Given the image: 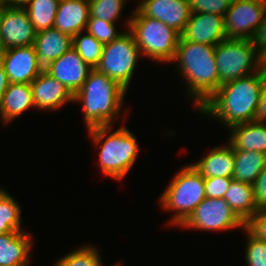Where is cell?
<instances>
[{
	"instance_id": "44dd1931",
	"label": "cell",
	"mask_w": 266,
	"mask_h": 266,
	"mask_svg": "<svg viewBox=\"0 0 266 266\" xmlns=\"http://www.w3.org/2000/svg\"><path fill=\"white\" fill-rule=\"evenodd\" d=\"M35 109L30 84L9 83L0 101V119L3 125L13 122L26 110ZM13 120V121H12Z\"/></svg>"
},
{
	"instance_id": "484cf974",
	"label": "cell",
	"mask_w": 266,
	"mask_h": 266,
	"mask_svg": "<svg viewBox=\"0 0 266 266\" xmlns=\"http://www.w3.org/2000/svg\"><path fill=\"white\" fill-rule=\"evenodd\" d=\"M21 205L0 187V234L13 231H24L21 227Z\"/></svg>"
},
{
	"instance_id": "d6986e66",
	"label": "cell",
	"mask_w": 266,
	"mask_h": 266,
	"mask_svg": "<svg viewBox=\"0 0 266 266\" xmlns=\"http://www.w3.org/2000/svg\"><path fill=\"white\" fill-rule=\"evenodd\" d=\"M89 16V0H60L53 27L74 37L86 30Z\"/></svg>"
},
{
	"instance_id": "277c9868",
	"label": "cell",
	"mask_w": 266,
	"mask_h": 266,
	"mask_svg": "<svg viewBox=\"0 0 266 266\" xmlns=\"http://www.w3.org/2000/svg\"><path fill=\"white\" fill-rule=\"evenodd\" d=\"M115 125L93 127L88 135L94 147H98V162L102 175L120 181L130 173L139 153V142L125 124L111 132Z\"/></svg>"
},
{
	"instance_id": "ab89813d",
	"label": "cell",
	"mask_w": 266,
	"mask_h": 266,
	"mask_svg": "<svg viewBox=\"0 0 266 266\" xmlns=\"http://www.w3.org/2000/svg\"><path fill=\"white\" fill-rule=\"evenodd\" d=\"M261 1L264 9V16H266V0H261Z\"/></svg>"
},
{
	"instance_id": "8992f818",
	"label": "cell",
	"mask_w": 266,
	"mask_h": 266,
	"mask_svg": "<svg viewBox=\"0 0 266 266\" xmlns=\"http://www.w3.org/2000/svg\"><path fill=\"white\" fill-rule=\"evenodd\" d=\"M206 198L204 177L187 164L179 170L159 197L160 207L173 212L169 226H180Z\"/></svg>"
},
{
	"instance_id": "3957f363",
	"label": "cell",
	"mask_w": 266,
	"mask_h": 266,
	"mask_svg": "<svg viewBox=\"0 0 266 266\" xmlns=\"http://www.w3.org/2000/svg\"><path fill=\"white\" fill-rule=\"evenodd\" d=\"M125 94L117 81L93 69L74 95V102L82 105L86 130L116 124L124 112Z\"/></svg>"
},
{
	"instance_id": "e575fe53",
	"label": "cell",
	"mask_w": 266,
	"mask_h": 266,
	"mask_svg": "<svg viewBox=\"0 0 266 266\" xmlns=\"http://www.w3.org/2000/svg\"><path fill=\"white\" fill-rule=\"evenodd\" d=\"M252 186L257 208H266V167L258 175Z\"/></svg>"
},
{
	"instance_id": "6da1fadb",
	"label": "cell",
	"mask_w": 266,
	"mask_h": 266,
	"mask_svg": "<svg viewBox=\"0 0 266 266\" xmlns=\"http://www.w3.org/2000/svg\"><path fill=\"white\" fill-rule=\"evenodd\" d=\"M262 90V70L226 83L197 111L226 129L254 121Z\"/></svg>"
},
{
	"instance_id": "4316f807",
	"label": "cell",
	"mask_w": 266,
	"mask_h": 266,
	"mask_svg": "<svg viewBox=\"0 0 266 266\" xmlns=\"http://www.w3.org/2000/svg\"><path fill=\"white\" fill-rule=\"evenodd\" d=\"M72 47L91 68L98 66L104 45L86 30L72 37Z\"/></svg>"
},
{
	"instance_id": "d6a6232c",
	"label": "cell",
	"mask_w": 266,
	"mask_h": 266,
	"mask_svg": "<svg viewBox=\"0 0 266 266\" xmlns=\"http://www.w3.org/2000/svg\"><path fill=\"white\" fill-rule=\"evenodd\" d=\"M231 180L227 177L204 178L206 198L224 199Z\"/></svg>"
},
{
	"instance_id": "1f68e13d",
	"label": "cell",
	"mask_w": 266,
	"mask_h": 266,
	"mask_svg": "<svg viewBox=\"0 0 266 266\" xmlns=\"http://www.w3.org/2000/svg\"><path fill=\"white\" fill-rule=\"evenodd\" d=\"M232 0H189L191 13H211L225 16Z\"/></svg>"
},
{
	"instance_id": "d4e9b609",
	"label": "cell",
	"mask_w": 266,
	"mask_h": 266,
	"mask_svg": "<svg viewBox=\"0 0 266 266\" xmlns=\"http://www.w3.org/2000/svg\"><path fill=\"white\" fill-rule=\"evenodd\" d=\"M59 1L27 0L22 4L36 32L53 28Z\"/></svg>"
},
{
	"instance_id": "8d00e7d4",
	"label": "cell",
	"mask_w": 266,
	"mask_h": 266,
	"mask_svg": "<svg viewBox=\"0 0 266 266\" xmlns=\"http://www.w3.org/2000/svg\"><path fill=\"white\" fill-rule=\"evenodd\" d=\"M256 122H266V69H262V90L257 111L254 117Z\"/></svg>"
},
{
	"instance_id": "9c48e42d",
	"label": "cell",
	"mask_w": 266,
	"mask_h": 266,
	"mask_svg": "<svg viewBox=\"0 0 266 266\" xmlns=\"http://www.w3.org/2000/svg\"><path fill=\"white\" fill-rule=\"evenodd\" d=\"M180 227L221 232L236 228L243 230L245 223L223 198H205Z\"/></svg>"
},
{
	"instance_id": "d590c367",
	"label": "cell",
	"mask_w": 266,
	"mask_h": 266,
	"mask_svg": "<svg viewBox=\"0 0 266 266\" xmlns=\"http://www.w3.org/2000/svg\"><path fill=\"white\" fill-rule=\"evenodd\" d=\"M252 41L259 55L264 59L266 57V16L258 25Z\"/></svg>"
},
{
	"instance_id": "8fae6325",
	"label": "cell",
	"mask_w": 266,
	"mask_h": 266,
	"mask_svg": "<svg viewBox=\"0 0 266 266\" xmlns=\"http://www.w3.org/2000/svg\"><path fill=\"white\" fill-rule=\"evenodd\" d=\"M263 19L261 0H232L224 16L227 38L252 40Z\"/></svg>"
},
{
	"instance_id": "7c38bea8",
	"label": "cell",
	"mask_w": 266,
	"mask_h": 266,
	"mask_svg": "<svg viewBox=\"0 0 266 266\" xmlns=\"http://www.w3.org/2000/svg\"><path fill=\"white\" fill-rule=\"evenodd\" d=\"M0 59L9 83L30 84L42 72L33 45L1 50Z\"/></svg>"
},
{
	"instance_id": "83f0119b",
	"label": "cell",
	"mask_w": 266,
	"mask_h": 266,
	"mask_svg": "<svg viewBox=\"0 0 266 266\" xmlns=\"http://www.w3.org/2000/svg\"><path fill=\"white\" fill-rule=\"evenodd\" d=\"M54 262V266H104L97 246L84 244Z\"/></svg>"
},
{
	"instance_id": "5b68a950",
	"label": "cell",
	"mask_w": 266,
	"mask_h": 266,
	"mask_svg": "<svg viewBox=\"0 0 266 266\" xmlns=\"http://www.w3.org/2000/svg\"><path fill=\"white\" fill-rule=\"evenodd\" d=\"M125 20L141 55L158 63H172L181 34L160 20L144 16L136 7Z\"/></svg>"
},
{
	"instance_id": "f1b7e54d",
	"label": "cell",
	"mask_w": 266,
	"mask_h": 266,
	"mask_svg": "<svg viewBox=\"0 0 266 266\" xmlns=\"http://www.w3.org/2000/svg\"><path fill=\"white\" fill-rule=\"evenodd\" d=\"M128 0H89V18H98L111 23L118 22Z\"/></svg>"
},
{
	"instance_id": "30bf717a",
	"label": "cell",
	"mask_w": 266,
	"mask_h": 266,
	"mask_svg": "<svg viewBox=\"0 0 266 266\" xmlns=\"http://www.w3.org/2000/svg\"><path fill=\"white\" fill-rule=\"evenodd\" d=\"M36 31L22 5L9 3L0 7V49L34 44Z\"/></svg>"
},
{
	"instance_id": "836d02e7",
	"label": "cell",
	"mask_w": 266,
	"mask_h": 266,
	"mask_svg": "<svg viewBox=\"0 0 266 266\" xmlns=\"http://www.w3.org/2000/svg\"><path fill=\"white\" fill-rule=\"evenodd\" d=\"M245 229L255 238L266 242V208H261L246 223Z\"/></svg>"
},
{
	"instance_id": "9a60e30c",
	"label": "cell",
	"mask_w": 266,
	"mask_h": 266,
	"mask_svg": "<svg viewBox=\"0 0 266 266\" xmlns=\"http://www.w3.org/2000/svg\"><path fill=\"white\" fill-rule=\"evenodd\" d=\"M93 70L71 47L46 69V72L65 85L75 95Z\"/></svg>"
},
{
	"instance_id": "7bdbcfd3",
	"label": "cell",
	"mask_w": 266,
	"mask_h": 266,
	"mask_svg": "<svg viewBox=\"0 0 266 266\" xmlns=\"http://www.w3.org/2000/svg\"><path fill=\"white\" fill-rule=\"evenodd\" d=\"M112 266H122V265H120V263L118 262V264L116 263V264H114Z\"/></svg>"
},
{
	"instance_id": "b9f144b4",
	"label": "cell",
	"mask_w": 266,
	"mask_h": 266,
	"mask_svg": "<svg viewBox=\"0 0 266 266\" xmlns=\"http://www.w3.org/2000/svg\"><path fill=\"white\" fill-rule=\"evenodd\" d=\"M264 68L266 69V57L264 58Z\"/></svg>"
},
{
	"instance_id": "e0dca14e",
	"label": "cell",
	"mask_w": 266,
	"mask_h": 266,
	"mask_svg": "<svg viewBox=\"0 0 266 266\" xmlns=\"http://www.w3.org/2000/svg\"><path fill=\"white\" fill-rule=\"evenodd\" d=\"M32 236L27 231L0 234V266H30Z\"/></svg>"
},
{
	"instance_id": "74e56055",
	"label": "cell",
	"mask_w": 266,
	"mask_h": 266,
	"mask_svg": "<svg viewBox=\"0 0 266 266\" xmlns=\"http://www.w3.org/2000/svg\"><path fill=\"white\" fill-rule=\"evenodd\" d=\"M9 85V81L7 78V74L5 72L2 60L0 59V101L5 93L7 87Z\"/></svg>"
},
{
	"instance_id": "52a82bcc",
	"label": "cell",
	"mask_w": 266,
	"mask_h": 266,
	"mask_svg": "<svg viewBox=\"0 0 266 266\" xmlns=\"http://www.w3.org/2000/svg\"><path fill=\"white\" fill-rule=\"evenodd\" d=\"M215 61L219 74V87L241 77L259 72L264 59L252 40L225 39L215 46Z\"/></svg>"
},
{
	"instance_id": "4fadbf2b",
	"label": "cell",
	"mask_w": 266,
	"mask_h": 266,
	"mask_svg": "<svg viewBox=\"0 0 266 266\" xmlns=\"http://www.w3.org/2000/svg\"><path fill=\"white\" fill-rule=\"evenodd\" d=\"M136 4L144 16L160 20L180 34L191 16L189 0H140Z\"/></svg>"
},
{
	"instance_id": "f35d334b",
	"label": "cell",
	"mask_w": 266,
	"mask_h": 266,
	"mask_svg": "<svg viewBox=\"0 0 266 266\" xmlns=\"http://www.w3.org/2000/svg\"><path fill=\"white\" fill-rule=\"evenodd\" d=\"M25 1L27 0H7V3H13V4H17V5H22Z\"/></svg>"
},
{
	"instance_id": "7402d4cb",
	"label": "cell",
	"mask_w": 266,
	"mask_h": 266,
	"mask_svg": "<svg viewBox=\"0 0 266 266\" xmlns=\"http://www.w3.org/2000/svg\"><path fill=\"white\" fill-rule=\"evenodd\" d=\"M228 143L234 150L266 154V122L250 121L230 127Z\"/></svg>"
},
{
	"instance_id": "4dcf8cb0",
	"label": "cell",
	"mask_w": 266,
	"mask_h": 266,
	"mask_svg": "<svg viewBox=\"0 0 266 266\" xmlns=\"http://www.w3.org/2000/svg\"><path fill=\"white\" fill-rule=\"evenodd\" d=\"M242 231L247 235L244 258L247 266H266V242L255 238L245 228Z\"/></svg>"
},
{
	"instance_id": "7a4b0ae2",
	"label": "cell",
	"mask_w": 266,
	"mask_h": 266,
	"mask_svg": "<svg viewBox=\"0 0 266 266\" xmlns=\"http://www.w3.org/2000/svg\"><path fill=\"white\" fill-rule=\"evenodd\" d=\"M175 62L186 82V94L193 100L197 112L219 88L215 46L180 38L172 63Z\"/></svg>"
},
{
	"instance_id": "60d3db41",
	"label": "cell",
	"mask_w": 266,
	"mask_h": 266,
	"mask_svg": "<svg viewBox=\"0 0 266 266\" xmlns=\"http://www.w3.org/2000/svg\"><path fill=\"white\" fill-rule=\"evenodd\" d=\"M7 0H0V7L7 5Z\"/></svg>"
},
{
	"instance_id": "2e32d148",
	"label": "cell",
	"mask_w": 266,
	"mask_h": 266,
	"mask_svg": "<svg viewBox=\"0 0 266 266\" xmlns=\"http://www.w3.org/2000/svg\"><path fill=\"white\" fill-rule=\"evenodd\" d=\"M30 85L37 110L56 111L70 102L74 103V95L69 89L46 71H42Z\"/></svg>"
},
{
	"instance_id": "603a6c76",
	"label": "cell",
	"mask_w": 266,
	"mask_h": 266,
	"mask_svg": "<svg viewBox=\"0 0 266 266\" xmlns=\"http://www.w3.org/2000/svg\"><path fill=\"white\" fill-rule=\"evenodd\" d=\"M224 200L244 223L259 210L254 201L253 186L248 183L232 179Z\"/></svg>"
},
{
	"instance_id": "ffe728a7",
	"label": "cell",
	"mask_w": 266,
	"mask_h": 266,
	"mask_svg": "<svg viewBox=\"0 0 266 266\" xmlns=\"http://www.w3.org/2000/svg\"><path fill=\"white\" fill-rule=\"evenodd\" d=\"M192 166L204 178H232L235 167L234 149L228 142L226 146H215L205 156L193 162Z\"/></svg>"
},
{
	"instance_id": "ac0fdd59",
	"label": "cell",
	"mask_w": 266,
	"mask_h": 266,
	"mask_svg": "<svg viewBox=\"0 0 266 266\" xmlns=\"http://www.w3.org/2000/svg\"><path fill=\"white\" fill-rule=\"evenodd\" d=\"M33 46L38 66L46 71L54 60L72 47V37L53 27L36 32Z\"/></svg>"
},
{
	"instance_id": "ba28073f",
	"label": "cell",
	"mask_w": 266,
	"mask_h": 266,
	"mask_svg": "<svg viewBox=\"0 0 266 266\" xmlns=\"http://www.w3.org/2000/svg\"><path fill=\"white\" fill-rule=\"evenodd\" d=\"M142 58L133 34L127 29L117 39L105 44L98 66V72L117 81L127 91L135 69Z\"/></svg>"
},
{
	"instance_id": "5bb4252c",
	"label": "cell",
	"mask_w": 266,
	"mask_h": 266,
	"mask_svg": "<svg viewBox=\"0 0 266 266\" xmlns=\"http://www.w3.org/2000/svg\"><path fill=\"white\" fill-rule=\"evenodd\" d=\"M182 40L216 46L227 39L224 16L209 13H191Z\"/></svg>"
},
{
	"instance_id": "f546056e",
	"label": "cell",
	"mask_w": 266,
	"mask_h": 266,
	"mask_svg": "<svg viewBox=\"0 0 266 266\" xmlns=\"http://www.w3.org/2000/svg\"><path fill=\"white\" fill-rule=\"evenodd\" d=\"M115 24L98 18H89L86 31L105 45L124 33L117 31Z\"/></svg>"
},
{
	"instance_id": "cb8c5ba5",
	"label": "cell",
	"mask_w": 266,
	"mask_h": 266,
	"mask_svg": "<svg viewBox=\"0 0 266 266\" xmlns=\"http://www.w3.org/2000/svg\"><path fill=\"white\" fill-rule=\"evenodd\" d=\"M235 167L232 179L253 184L266 167V154L257 151L234 150Z\"/></svg>"
}]
</instances>
